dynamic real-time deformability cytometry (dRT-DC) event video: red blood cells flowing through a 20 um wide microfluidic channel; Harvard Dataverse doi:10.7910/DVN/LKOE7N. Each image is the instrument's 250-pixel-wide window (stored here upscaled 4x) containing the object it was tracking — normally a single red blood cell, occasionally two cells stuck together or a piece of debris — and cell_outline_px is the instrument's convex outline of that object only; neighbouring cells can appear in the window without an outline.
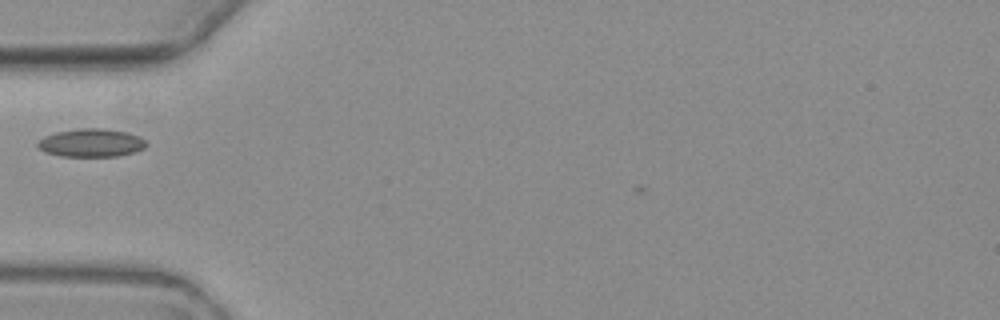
{"species": "common noctule bat (a hibernating species)", "species_latin": "Nyctalus noctula", "temperature_condition": "warm", "stored_images_in_passage": 3, "camera_frame_rate_fps": 3000, "um_per_image_px": 0.085, "animal": {"sex": "female", "body_mass_g": 19.3, "forearm_length_mm": 54.1}, "frame": {"image": 1, "passage_image": 3, "time_ms": 3.333, "image_size_px": [1000, 320], "cell_outline_px": [[148, 144], [144, 148], [136, 152], [116, 156], [60, 156], [48, 152], [40, 148], [36, 144], [44, 136], [56, 132], [80, 128], [104, 128], [124, 132], [140, 136]], "centroid_in_image_um": [7.78, 12.13], "position_along_channel_um": 77.2, "area_um2": 17.69}}